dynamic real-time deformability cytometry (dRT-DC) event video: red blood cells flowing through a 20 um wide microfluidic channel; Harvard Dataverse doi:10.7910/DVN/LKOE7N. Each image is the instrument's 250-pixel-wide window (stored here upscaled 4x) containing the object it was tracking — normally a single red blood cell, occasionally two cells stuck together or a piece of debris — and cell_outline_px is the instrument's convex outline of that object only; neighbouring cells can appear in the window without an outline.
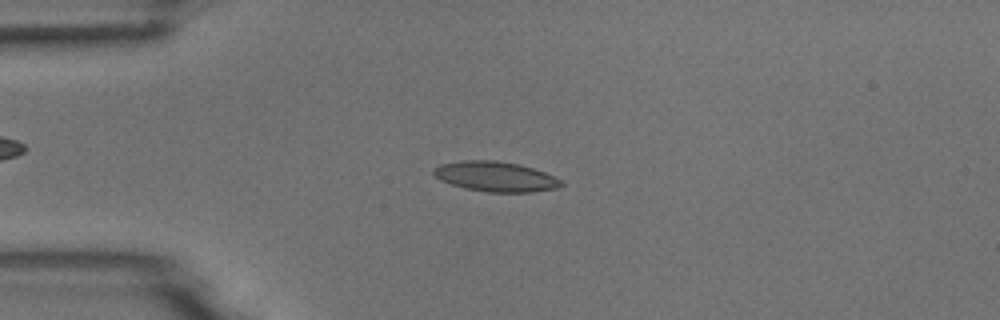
{"species": "common noctule bat (a hibernating species)", "species_latin": "Nyctalus noctula", "temperature_condition": "room temperature", "stored_images_in_passage": 4, "camera_frame_rate_fps": 3000, "um_per_image_px": 0.085, "animal": {"sex": "male", "body_mass_g": 18.8}, "frame": {"image": 1, "passage_image": 3, "time_ms": 2.333, "image_size_px": [1000, 320], "cell_outline_px": [[564, 184], [556, 188], [532, 192], [488, 192], [468, 188], [452, 184], [440, 180], [432, 172], [432, 168], [440, 164], [464, 160], [496, 160], [520, 164], [544, 172], [560, 180]], "centroid_in_image_um": [42.1, 14.99], "position_along_channel_um": 42.9, "area_um2": 22.14}}